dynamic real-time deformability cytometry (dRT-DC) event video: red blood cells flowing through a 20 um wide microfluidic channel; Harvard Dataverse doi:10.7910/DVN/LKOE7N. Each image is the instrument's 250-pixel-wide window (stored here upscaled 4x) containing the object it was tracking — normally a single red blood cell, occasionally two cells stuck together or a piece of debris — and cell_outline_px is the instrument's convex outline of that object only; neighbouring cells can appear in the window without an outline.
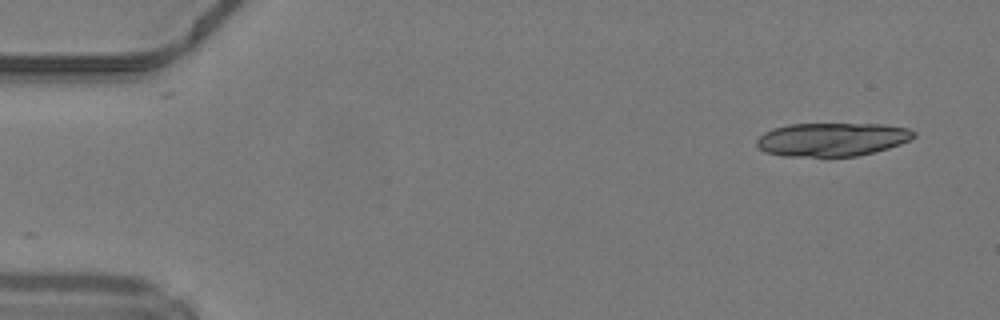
{"species": "common noctule bat (a hibernating species)", "species_latin": "Nyctalus noctula", "temperature_condition": "warm", "stored_images_in_passage": 12, "camera_frame_rate_fps": 3000, "um_per_image_px": 0.085, "animal": {"sex": "male", "body_mass_g": 19.2, "forearm_length_mm": 51.8}, "frame": {"image": 1, "passage_image": 1, "time_ms": 0.0, "image_size_px": [1000, 320], "cell_outline_px": [[916, 136], [900, 144], [888, 148], [856, 156], [784, 156], [764, 152], [756, 144], [756, 140], [764, 132], [772, 128], [788, 124], [884, 124], [908, 128], [916, 132]], "centroid_in_image_um": [70.71, 11.84], "position_along_channel_um": 14.3, "area_um2": 30.63}}